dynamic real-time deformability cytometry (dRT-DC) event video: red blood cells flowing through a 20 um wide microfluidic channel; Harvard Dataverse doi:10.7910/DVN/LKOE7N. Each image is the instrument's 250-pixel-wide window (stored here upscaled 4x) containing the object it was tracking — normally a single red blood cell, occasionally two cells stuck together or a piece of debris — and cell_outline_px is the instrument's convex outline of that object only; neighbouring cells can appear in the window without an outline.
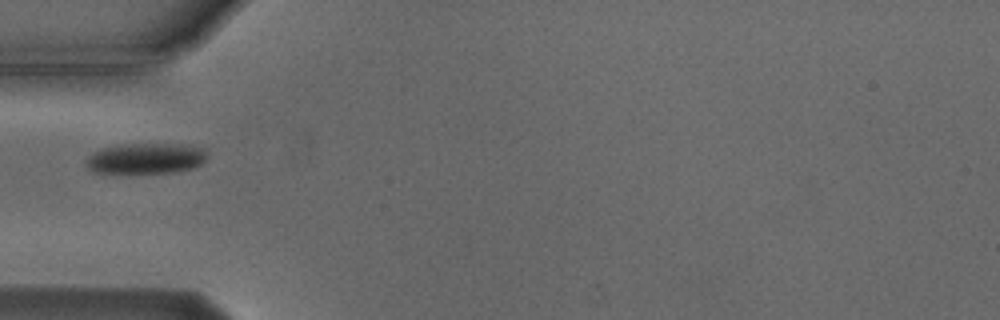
{"species": "Egyptian fruit bat (a non-hibernating species)", "species_latin": "Rousettus aegyptiacus", "temperature_condition": "cold", "stored_images_in_passage": 1, "camera_frame_rate_fps": 3000, "um_per_image_px": 0.085, "animal": {"sex": "male"}, "frame": {"image": 1, "passage_image": 1, "time_ms": 0.0, "image_size_px": [1000, 320], "cell_outline_px": [[208, 156], [200, 164], [192, 168], [172, 172], [92, 172], [88, 168], [84, 160], [92, 152], [100, 148], [128, 144], [192, 144], [208, 148]], "centroid_in_image_um": [12.44, 13.44], "position_along_channel_um": 72.6, "area_um2": 21.79}}